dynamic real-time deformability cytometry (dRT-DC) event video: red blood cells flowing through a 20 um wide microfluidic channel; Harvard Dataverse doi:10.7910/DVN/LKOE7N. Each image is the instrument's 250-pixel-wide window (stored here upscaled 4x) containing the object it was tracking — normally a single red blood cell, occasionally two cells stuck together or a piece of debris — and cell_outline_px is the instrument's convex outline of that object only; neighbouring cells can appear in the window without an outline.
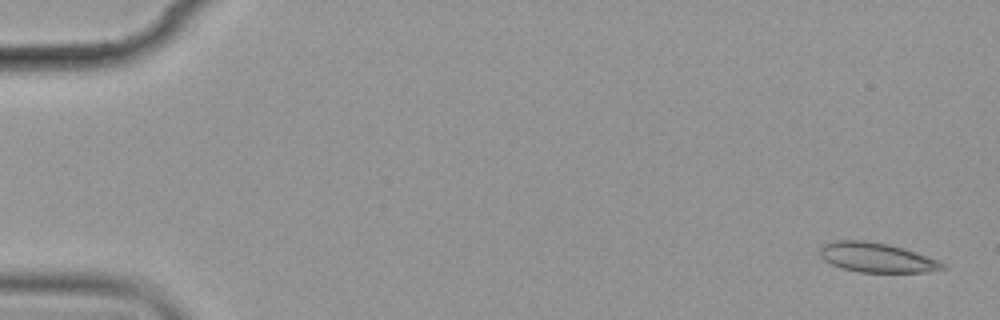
{"species": "common noctule bat (a hibernating species)", "species_latin": "Nyctalus noctula", "temperature_condition": "cold", "stored_images_in_passage": 9, "camera_frame_rate_fps": 3000, "um_per_image_px": 0.085, "animal": {"sex": "female", "body_mass_g": 19.9}, "frame": {"image": 1, "passage_image": 1, "time_ms": 0.0, "image_size_px": [1000, 320], "cell_outline_px": [[948, 268], [924, 272], [860, 272], [844, 268], [832, 264], [824, 260], [820, 256], [820, 244], [832, 240], [868, 240], [888, 244], [904, 248], [916, 252], [936, 260], [944, 264]], "centroid_in_image_um": [74.47, 21.87], "position_along_channel_um": 10.5, "area_um2": 21.15}}
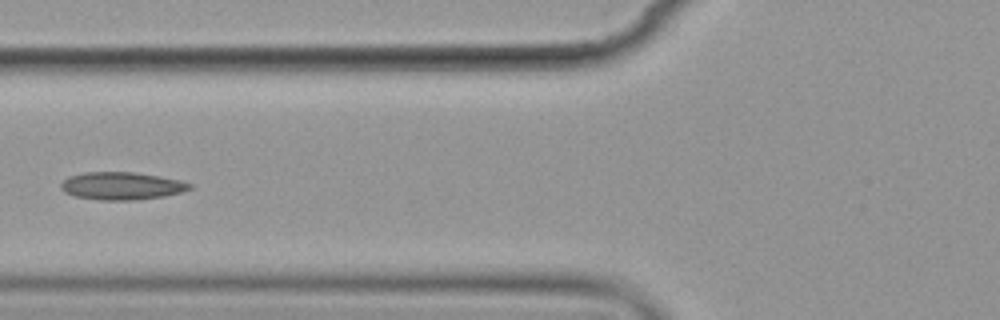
{"frame": {"image": 2, "passage_image": 7, "time_ms": 7.0, "image_size_px": [1000, 320], "cell_outline_px": [[192, 188], [180, 192], [164, 196], [136, 200], [96, 200], [76, 196], [64, 192], [60, 188], [60, 184], [68, 176], [84, 172], [132, 172], [180, 180], [192, 184]], "centroid_in_image_um": [10.3, 15.8], "position_along_channel_um": 115.5, "area_um2": 20.69}}
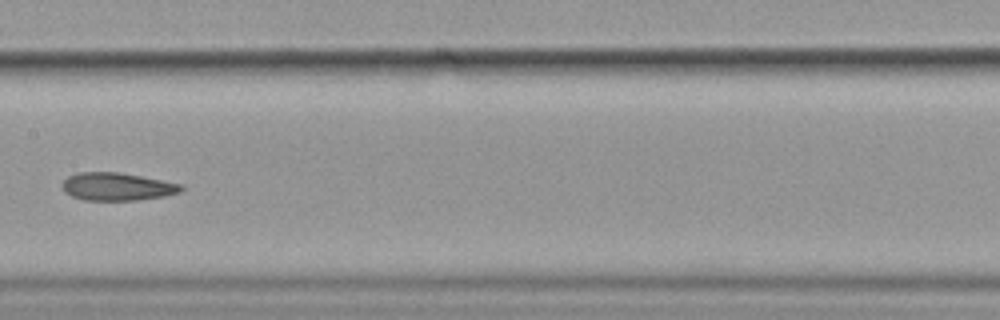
{"frame": {"image": 3, "passage_image": 9, "time_ms": 9.333, "image_size_px": [1000, 320], "cell_outline_px": [[184, 188], [180, 192], [164, 196], [136, 200], [84, 200], [72, 196], [64, 192], [60, 184], [68, 176], [80, 172], [116, 172], [140, 176], [184, 184]], "centroid_in_image_um": [9.94, 15.86], "position_along_channel_um": 197.5, "area_um2": 19.31}}